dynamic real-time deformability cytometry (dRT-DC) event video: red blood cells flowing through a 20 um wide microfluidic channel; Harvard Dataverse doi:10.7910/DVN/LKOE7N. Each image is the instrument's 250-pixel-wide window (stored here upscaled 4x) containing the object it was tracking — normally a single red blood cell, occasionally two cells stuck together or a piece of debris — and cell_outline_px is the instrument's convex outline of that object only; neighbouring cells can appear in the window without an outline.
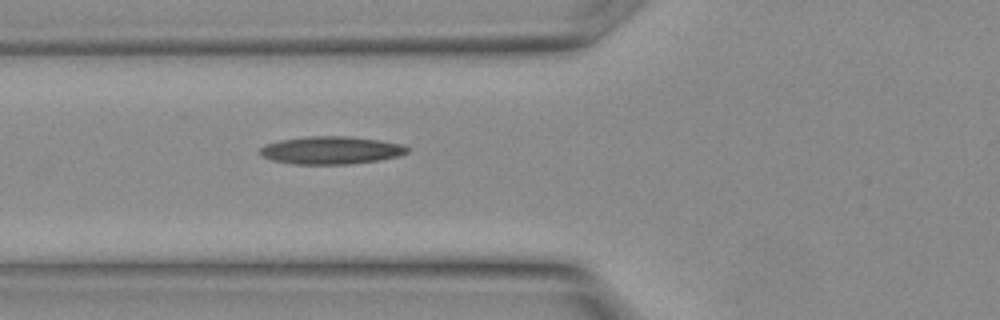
{"species": "Egyptian fruit bat (a non-hibernating species)", "species_latin": "Rousettus aegyptiacus", "temperature_condition": "warm", "stored_images_in_passage": 5, "camera_frame_rate_fps": 3000, "um_per_image_px": 0.085, "animal": {"sex": "female"}, "frame": {"image": 1, "passage_image": 5, "time_ms": 1.333, "image_size_px": [1000, 320], "cell_outline_px": [[408, 152], [400, 156], [380, 160], [352, 164], [292, 164], [272, 160], [260, 156], [256, 152], [264, 144], [280, 140], [312, 136], [348, 136], [404, 144], [408, 148]], "centroid_in_image_um": [28.1, 12.78], "position_along_channel_um": 97.7, "area_um2": 24.04}}